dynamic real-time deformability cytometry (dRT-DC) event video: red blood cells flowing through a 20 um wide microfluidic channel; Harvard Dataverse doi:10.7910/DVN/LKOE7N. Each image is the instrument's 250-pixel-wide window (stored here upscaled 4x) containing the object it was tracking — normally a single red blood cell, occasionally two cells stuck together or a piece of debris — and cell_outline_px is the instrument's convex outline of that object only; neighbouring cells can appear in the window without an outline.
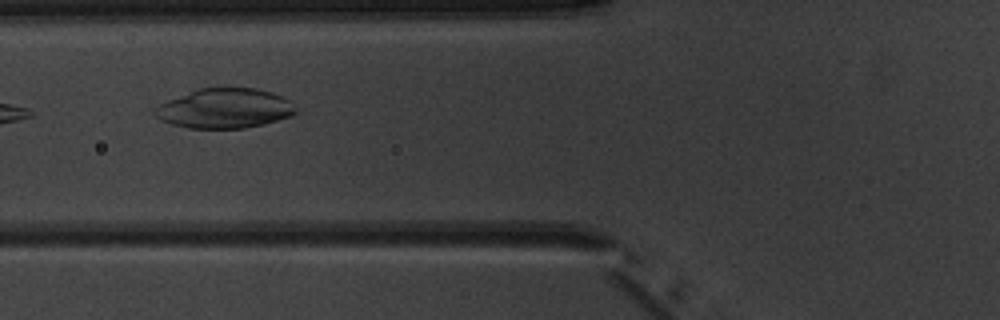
{"species": "common noctule bat (a hibernating species)", "species_latin": "Nyctalus noctula", "temperature_condition": "warm", "stored_images_in_passage": 8, "camera_frame_rate_fps": 3000, "um_per_image_px": 0.085, "animal": {"sex": "male", "body_mass_g": 20.1, "forearm_length_mm": 53.5}, "frame": {"image": 1, "passage_image": 5, "time_ms": 5.667, "image_size_px": [1000, 320], "cell_outline_px": [[296, 112], [292, 116], [264, 124], [244, 128], [188, 128], [172, 124], [160, 120], [152, 112], [152, 108], [168, 100], [200, 88], [224, 84], [256, 88], [272, 92], [288, 100], [296, 108]], "centroid_in_image_um": [19.09, 9.17], "position_along_channel_um": 106.7, "area_um2": 33.35}}
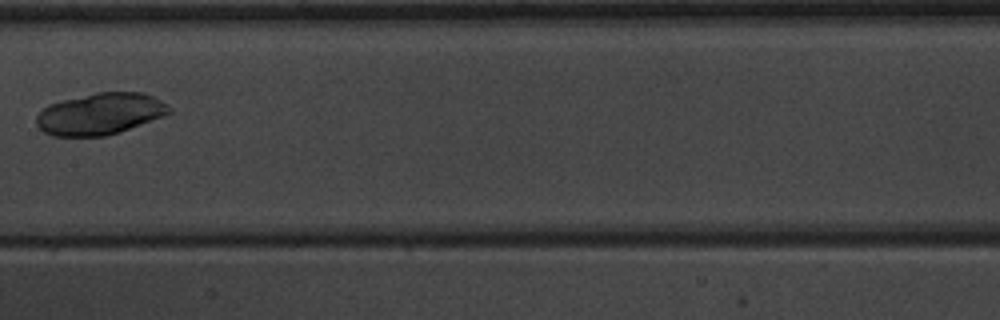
{"frame": {"image": 2, "passage_image": 7, "time_ms": 8.0, "image_size_px": [1000, 320], "cell_outline_px": [[172, 112], [120, 132], [104, 136], [52, 136], [44, 132], [36, 124], [36, 116], [48, 104], [96, 92], [144, 92], [168, 104]], "centroid_in_image_um": [8.5, 9.68], "position_along_channel_um": 198.9, "area_um2": 32.02}}
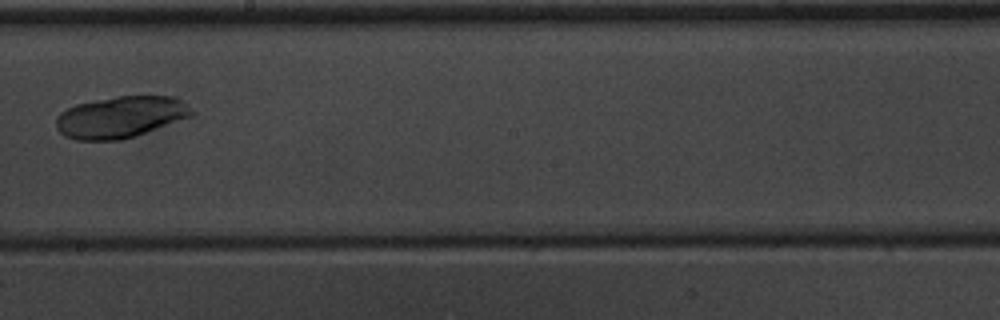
{"frame": {"image": 3, "passage_image": 8, "time_ms": 9.0, "image_size_px": [1000, 320], "cell_outline_px": [[196, 112], [192, 116], [136, 136], [120, 140], [76, 140], [64, 136], [56, 128], [56, 116], [60, 112], [76, 104], [96, 100], [120, 96], [176, 96], [188, 104]], "centroid_in_image_um": [10.27, 9.95], "position_along_channel_um": 237.9, "area_um2": 33.06}}